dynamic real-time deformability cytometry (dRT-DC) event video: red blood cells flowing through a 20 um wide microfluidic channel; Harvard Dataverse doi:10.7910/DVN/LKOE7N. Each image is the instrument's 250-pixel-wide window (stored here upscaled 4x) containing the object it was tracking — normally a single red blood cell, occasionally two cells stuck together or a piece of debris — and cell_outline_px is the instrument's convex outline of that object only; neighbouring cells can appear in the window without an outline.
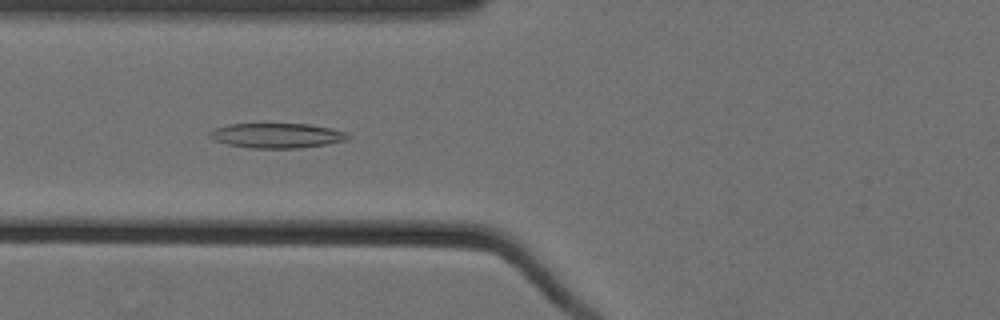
{"species": "Egyptian fruit bat (a non-hibernating species)", "species_latin": "Rousettus aegyptiacus", "temperature_condition": "cold", "stored_images_in_passage": 60, "camera_frame_rate_fps": 3000, "um_per_image_px": 0.085, "animal": {"sex": "female"}, "frame": {"image": 1, "passage_image": 26, "time_ms": 8.333, "image_size_px": [1000, 320], "cell_outline_px": [[352, 136], [348, 140], [328, 144], [300, 148], [252, 148], [228, 144], [216, 140], [208, 136], [208, 132], [216, 128], [228, 124], [308, 124], [332, 128], [348, 132]], "centroid_in_image_um": [23.61, 11.52], "position_along_channel_um": 102.2, "area_um2": 20.11}}
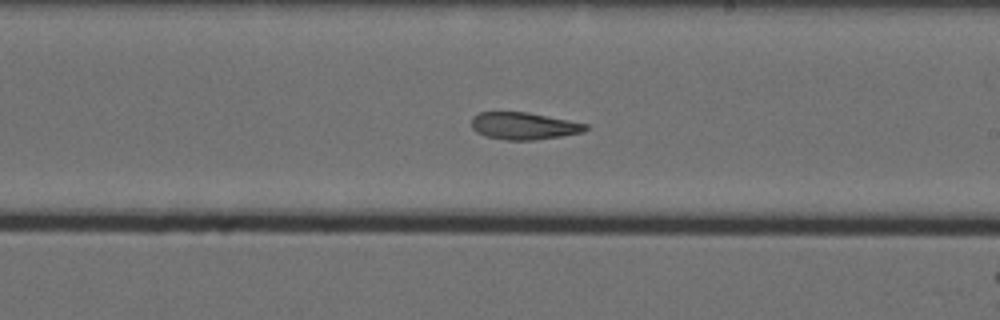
{"frame": {"image": 2, "passage_image": 38, "time_ms": 12.333, "image_size_px": [1000, 320], "cell_outline_px": [[588, 128], [584, 132], [536, 140], [504, 140], [484, 136], [476, 132], [472, 128], [472, 116], [480, 112], [528, 112], [588, 124]], "centroid_in_image_um": [44.51, 10.71], "position_along_channel_um": 244.5, "area_um2": 18.15}}
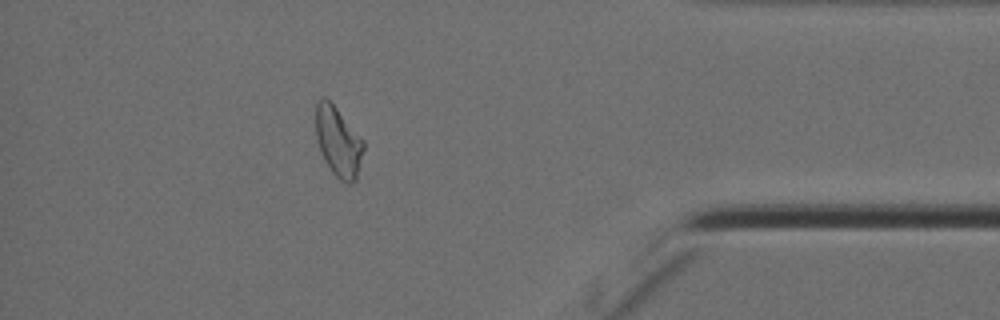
{"frame": {"image": 3, "passage_image": 54, "time_ms": 17.667, "image_size_px": [1000, 320], "cell_outline_px": [[364, 148], [356, 180], [352, 184], [344, 184], [332, 172], [324, 160], [320, 152], [316, 140], [316, 104], [324, 96], [336, 108], [364, 140]], "centroid_in_image_um": [28.75, 12.09], "position_along_channel_um": 406.4, "area_um2": 19.42}, "authors_computed_cell_mechanics": {"area_um2": 20.6057, "velocity_mm_per_s": 3.5531, "shape_relaxation_time_tau1_ms": null, "shape_relaxation_time_tau2_ms": 4.7616, "deformation_change_tau1": null, "deformation_change_tau2": 0.1341}}